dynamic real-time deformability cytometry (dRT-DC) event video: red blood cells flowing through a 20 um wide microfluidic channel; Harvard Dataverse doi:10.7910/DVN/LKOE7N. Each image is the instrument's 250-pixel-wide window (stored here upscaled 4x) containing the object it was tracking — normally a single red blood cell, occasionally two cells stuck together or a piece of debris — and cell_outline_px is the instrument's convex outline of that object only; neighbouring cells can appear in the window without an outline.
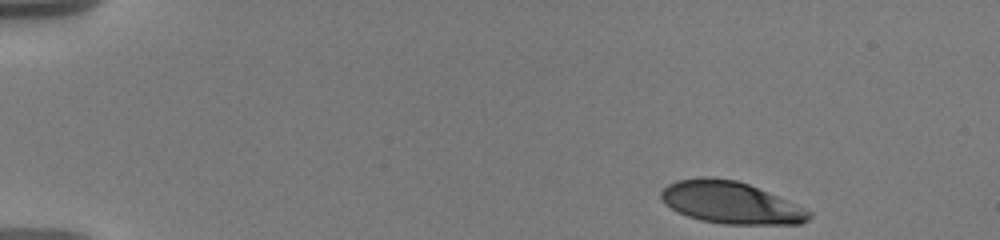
{"species": "human", "species_latin": "Homo sapiens", "temperature_condition": "warm", "stored_images_in_passage": 23, "camera_frame_rate_fps": 3000, "um_per_image_px": 0.085, "donor": {"sex": "male"}, "frame": {"image": 1, "passage_image": 1, "time_ms": 0.0, "image_size_px": [1000, 240], "cell_outline_px": [[812, 216], [808, 220], [800, 224], [724, 224], [700, 220], [676, 212], [664, 204], [660, 200], [660, 192], [668, 184], [676, 180], [704, 176], [736, 180], [748, 184], [804, 208], [812, 212]], "centroid_in_image_um": [62.05, 17.23], "position_along_channel_um": 23.0, "area_um2": 36.18}}
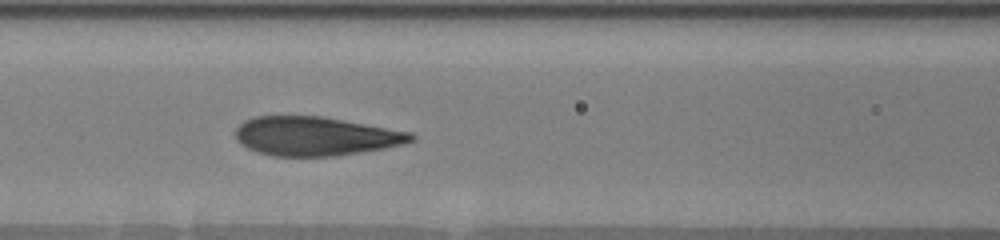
{"frame": {"image": 2, "passage_image": 12, "time_ms": 6.333, "image_size_px": [1000, 240], "cell_outline_px": [[416, 140], [404, 144], [384, 148], [360, 152], [332, 156], [272, 156], [256, 152], [240, 144], [236, 140], [236, 128], [244, 120], [256, 116], [320, 116], [344, 120], [412, 132], [416, 136]], "centroid_in_image_um": [26.81, 11.57], "position_along_channel_um": 139.8, "area_um2": 39.94}}
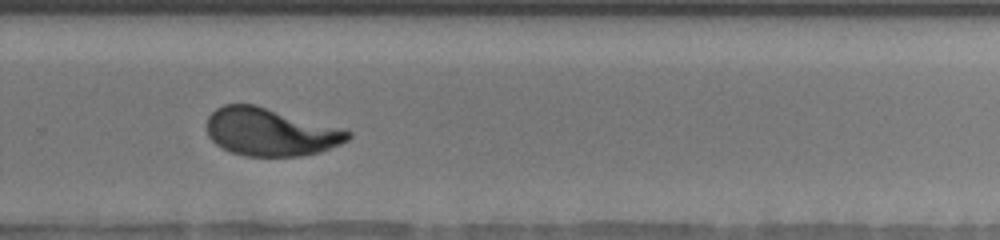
{"frame": {"image": 3, "passage_image": 21, "time_ms": 11.0, "image_size_px": [1000, 240], "cell_outline_px": [[352, 136], [348, 140], [340, 144], [320, 152], [300, 156], [244, 156], [232, 152], [216, 144], [208, 136], [208, 116], [216, 108], [224, 104], [256, 104], [344, 128], [352, 132]], "centroid_in_image_um": [23.02, 11.21], "position_along_channel_um": 306.8, "area_um2": 39.59}}